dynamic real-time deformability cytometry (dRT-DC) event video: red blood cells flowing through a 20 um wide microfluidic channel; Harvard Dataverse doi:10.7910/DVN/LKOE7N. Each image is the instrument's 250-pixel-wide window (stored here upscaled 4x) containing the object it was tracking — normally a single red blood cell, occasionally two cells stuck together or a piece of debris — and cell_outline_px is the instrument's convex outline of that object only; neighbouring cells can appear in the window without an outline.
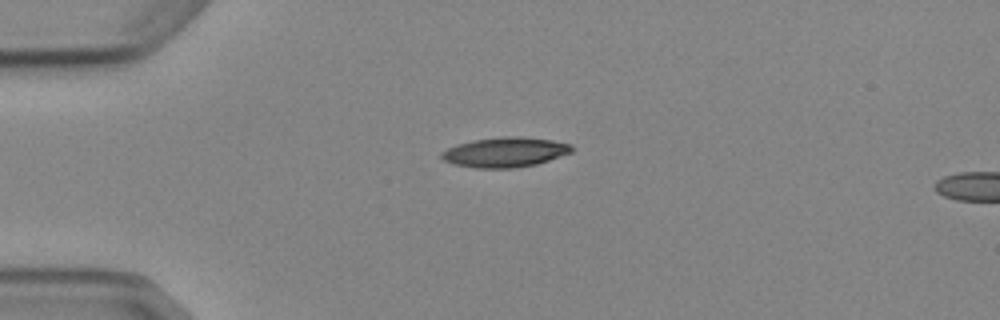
{"species": "Egyptian fruit bat (a non-hibernating species)", "species_latin": "Rousettus aegyptiacus", "temperature_condition": "cold", "stored_images_in_passage": 2, "segment_of_instrument_passage": [1, 2], "camera_frame_rate_fps": 3000, "um_per_image_px": 0.085, "animal": {"sex": "female"}, "frame": {"image": 1, "passage_image": 1, "time_ms": 0.0, "image_size_px": [1000, 320], "cell_outline_px": [[572, 152], [536, 164], [516, 168], [476, 168], [452, 164], [444, 160], [440, 156], [440, 152], [456, 144], [472, 140], [504, 136], [520, 136], [552, 140], [572, 144]], "centroid_in_image_um": [42.9, 12.93], "position_along_channel_um": 42.1, "area_um2": 22.77}}